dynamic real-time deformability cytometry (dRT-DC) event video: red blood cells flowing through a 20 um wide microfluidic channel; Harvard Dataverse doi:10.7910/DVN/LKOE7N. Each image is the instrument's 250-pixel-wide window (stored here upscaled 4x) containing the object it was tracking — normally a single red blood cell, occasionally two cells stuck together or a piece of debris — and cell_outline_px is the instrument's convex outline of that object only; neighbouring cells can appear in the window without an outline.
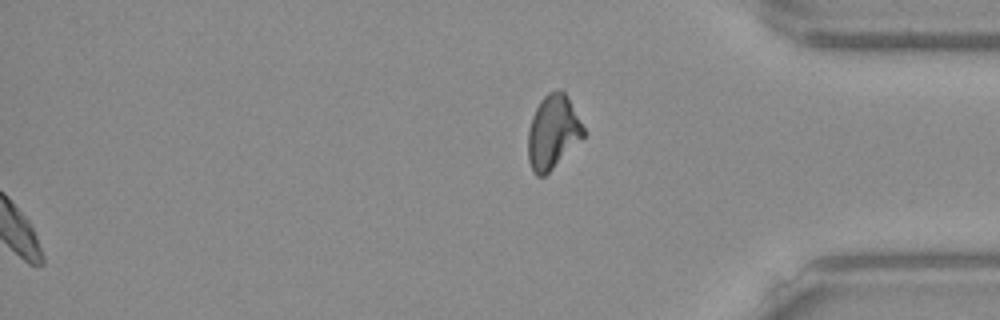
{"species": "Egyptian fruit bat (a non-hibernating species)", "species_latin": "Rousettus aegyptiacus", "temperature_condition": "warm", "stored_images_in_passage": 48, "segment_of_instrument_passage": [2, 2], "camera_frame_rate_fps": 3000, "um_per_image_px": 0.085, "frame": {"image": 1, "passage_image": 48, "time_ms": 15.667, "image_size_px": [1000, 320], "cell_outline_px": [[584, 136], [544, 176], [536, 176], [532, 172], [528, 160], [528, 128], [532, 116], [540, 100], [548, 92], [560, 88], [564, 92], [584, 128]], "centroid_in_image_um": [46.95, 11.22], "position_along_channel_um": 388.3, "area_um2": 23.47}}